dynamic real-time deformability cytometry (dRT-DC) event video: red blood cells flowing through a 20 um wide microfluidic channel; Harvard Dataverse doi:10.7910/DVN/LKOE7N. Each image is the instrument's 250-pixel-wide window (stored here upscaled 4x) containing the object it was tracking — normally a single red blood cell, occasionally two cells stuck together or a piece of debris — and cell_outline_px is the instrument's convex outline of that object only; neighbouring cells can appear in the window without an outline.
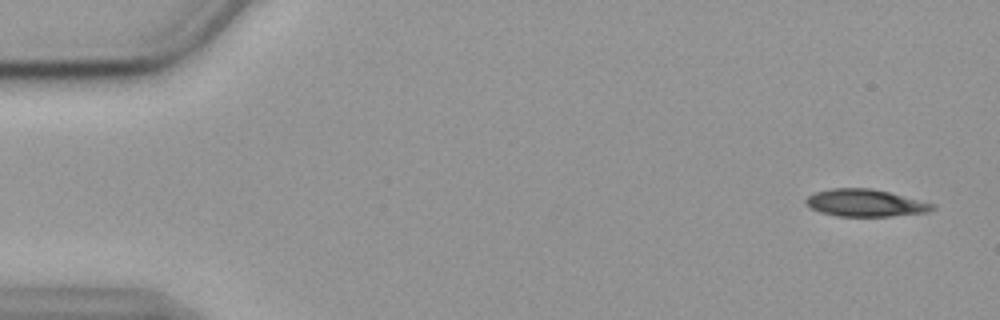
{"species": "common noctule bat (a hibernating species)", "species_latin": "Nyctalus noctula", "temperature_condition": "cold", "stored_images_in_passage": 54, "camera_frame_rate_fps": 3000, "um_per_image_px": 0.085, "animal": {"sex": "female", "body_mass_g": 19.9}, "frame": {"image": 1, "passage_image": 1, "time_ms": 0.0, "image_size_px": [1000, 320], "cell_outline_px": [[936, 208], [928, 212], [888, 216], [836, 216], [820, 212], [804, 204], [804, 200], [808, 196], [816, 192], [832, 188], [872, 188], [936, 204]], "centroid_in_image_um": [73.54, 17.25], "position_along_channel_um": 11.5, "area_um2": 20.06}}
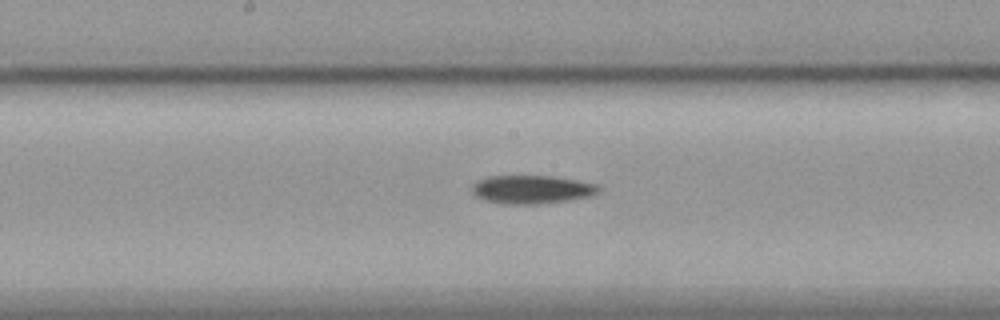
{"frame": {"image": 2, "passage_image": 27, "time_ms": 8.667, "image_size_px": [1000, 320], "cell_outline_px": [[600, 192], [592, 196], [568, 200], [536, 204], [508, 204], [488, 200], [476, 196], [472, 192], [472, 184], [488, 176], [552, 176], [580, 180], [596, 184], [600, 188]], "centroid_in_image_um": [45.25, 16.09], "position_along_channel_um": 202.9, "area_um2": 20.87}}
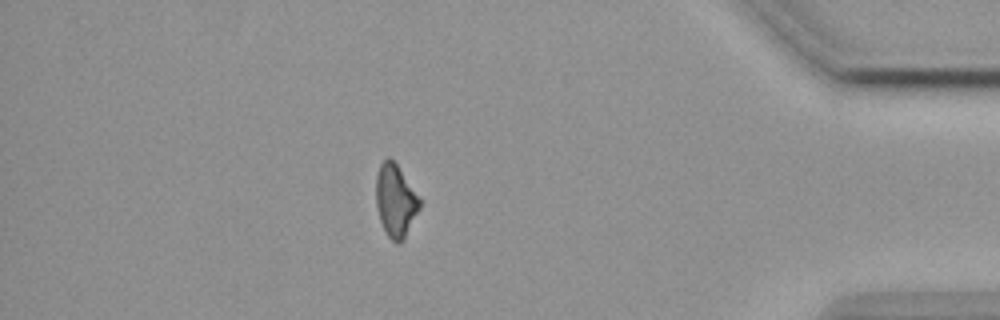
{"frame": {"image": 3, "passage_image": 47, "time_ms": 15.333, "image_size_px": [1000, 320], "cell_outline_px": [[420, 208], [404, 240], [400, 244], [396, 244], [388, 236], [380, 220], [376, 204], [376, 176], [380, 164], [388, 156], [396, 164], [420, 200]], "centroid_in_image_um": [33.6, 17.1], "position_along_channel_um": 401.6, "area_um2": 18.15}}